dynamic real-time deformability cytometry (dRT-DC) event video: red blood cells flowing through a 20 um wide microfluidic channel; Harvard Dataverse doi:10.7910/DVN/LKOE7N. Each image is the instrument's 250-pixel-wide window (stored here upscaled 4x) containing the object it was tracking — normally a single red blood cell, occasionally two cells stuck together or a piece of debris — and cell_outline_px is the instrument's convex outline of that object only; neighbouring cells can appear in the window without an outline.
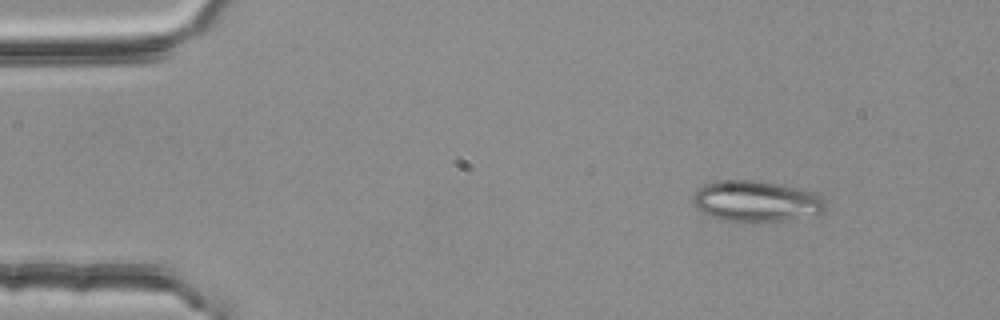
{"species": "common noctule bat (a hibernating species)", "species_latin": "Nyctalus noctula", "temperature_condition": "room temperature", "stored_images_in_passage": 3, "camera_frame_rate_fps": 3000, "um_per_image_px": 0.085, "animal": {"sex": "female", "body_mass_g": 25.1}, "frame": {"image": 1, "passage_image": 1, "time_ms": 0.0, "image_size_px": [1000, 320], "cell_outline_px": [[828, 208], [824, 212], [784, 220], [752, 224], [724, 220], [712, 216], [696, 208], [692, 204], [692, 196], [704, 184], [720, 180], [752, 180], [776, 184], [820, 192], [824, 196]], "centroid_in_image_um": [64.32, 17.12], "position_along_channel_um": 20.7, "area_um2": 32.19}}